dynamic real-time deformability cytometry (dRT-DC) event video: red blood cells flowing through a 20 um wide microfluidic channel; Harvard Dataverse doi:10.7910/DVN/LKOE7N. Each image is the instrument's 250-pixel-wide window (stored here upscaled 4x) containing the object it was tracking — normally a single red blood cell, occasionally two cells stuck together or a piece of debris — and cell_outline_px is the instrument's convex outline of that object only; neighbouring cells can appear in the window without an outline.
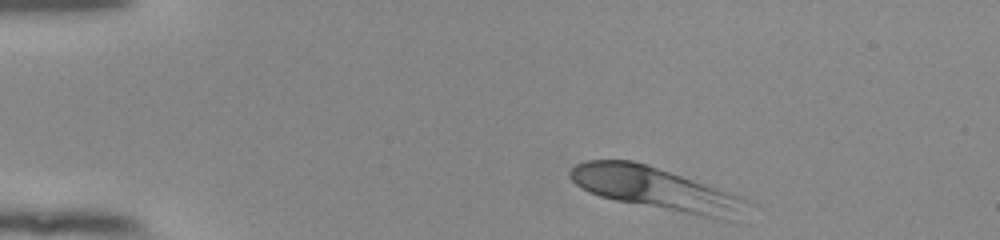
{"species": "human", "species_latin": "Homo sapiens", "temperature_condition": "room temperature", "stored_images_in_passage": 45, "camera_frame_rate_fps": 3000, "um_per_image_px": 0.085, "donor": {"sex": "female"}, "frame": {"image": 1, "passage_image": 1, "time_ms": 0.0, "image_size_px": [1000, 240], "cell_outline_px": [[756, 204], [732, 220], [716, 220], [616, 200], [600, 196], [588, 192], [580, 188], [568, 176], [568, 172], [576, 164], [588, 160], [632, 160], [648, 164], [744, 196]], "centroid_in_image_um": [55.88, 16.06], "position_along_channel_um": 29.1, "area_um2": 44.85}}
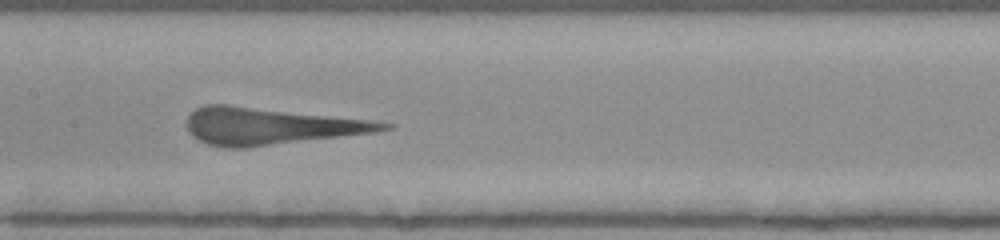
{"frame": {"image": 2, "passage_image": 19, "time_ms": 6.0, "image_size_px": [1000, 240], "cell_outline_px": [[396, 124], [392, 128], [372, 132], [248, 148], [224, 148], [208, 144], [192, 136], [188, 132], [184, 124], [188, 116], [196, 108], [204, 104], [228, 104], [372, 120]], "centroid_in_image_um": [22.91, 10.71], "position_along_channel_um": 184.5, "area_um2": 42.37}}
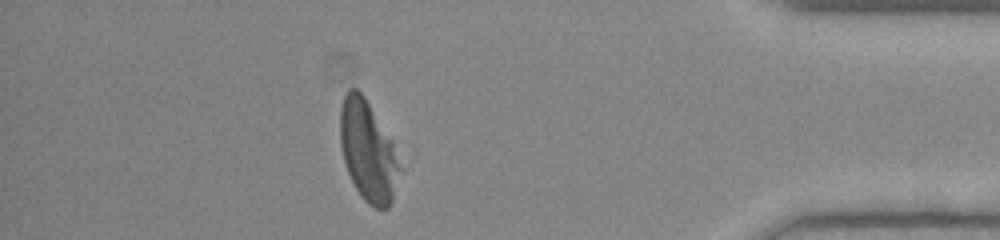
{"frame": {"image": 3, "passage_image": 39, "time_ms": 12.667, "image_size_px": [1000, 240], "cell_outline_px": [[400, 168], [392, 200], [388, 208], [376, 208], [368, 204], [360, 196], [348, 172], [344, 160], [340, 144], [340, 108], [344, 96], [348, 88], [356, 88], [364, 96], [392, 140]], "centroid_in_image_um": [31.25, 12.83], "position_along_channel_um": 403.9, "area_um2": 34.39}}